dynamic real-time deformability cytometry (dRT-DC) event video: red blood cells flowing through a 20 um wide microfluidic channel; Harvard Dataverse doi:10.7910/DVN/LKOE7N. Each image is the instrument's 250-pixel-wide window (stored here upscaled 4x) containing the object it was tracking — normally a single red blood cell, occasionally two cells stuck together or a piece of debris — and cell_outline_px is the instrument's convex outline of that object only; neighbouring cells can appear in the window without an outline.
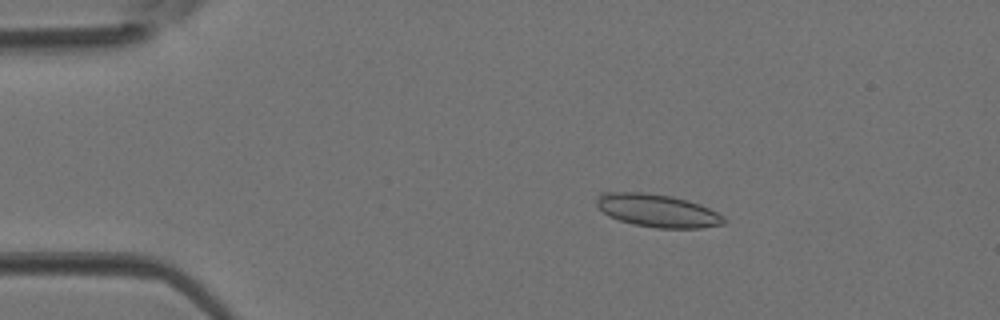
{"species": "Egyptian fruit bat (a non-hibernating species)", "species_latin": "Rousettus aegyptiacus", "temperature_condition": "room temperature", "stored_images_in_passage": 3, "camera_frame_rate_fps": 3000, "um_per_image_px": 0.085, "animal": {"sex": "female"}, "frame": {"image": 1, "passage_image": 2, "time_ms": 0.333, "image_size_px": [1000, 320], "cell_outline_px": [[728, 220], [724, 224], [700, 228], [656, 228], [632, 224], [608, 216], [596, 204], [596, 196], [600, 192], [644, 192], [672, 196], [700, 204], [724, 216]], "centroid_in_image_um": [55.88, 17.9], "position_along_channel_um": 29.1, "area_um2": 24.57}}